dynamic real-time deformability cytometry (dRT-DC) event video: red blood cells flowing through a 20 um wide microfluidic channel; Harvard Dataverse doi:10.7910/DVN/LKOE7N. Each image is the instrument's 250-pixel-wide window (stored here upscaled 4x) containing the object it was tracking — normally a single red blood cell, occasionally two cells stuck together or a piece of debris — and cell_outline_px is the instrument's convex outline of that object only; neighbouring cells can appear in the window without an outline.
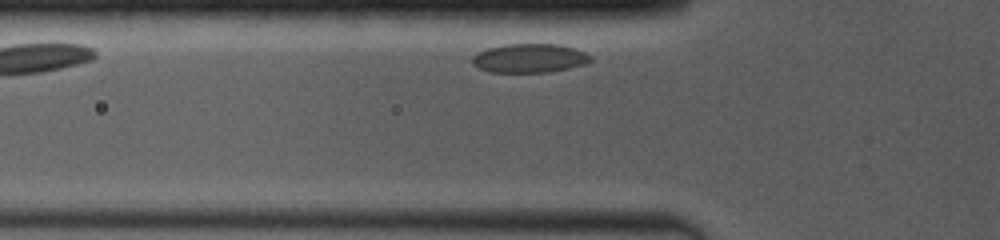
{"species": "common noctule bat (a hibernating species)", "species_latin": "Nyctalus noctula", "temperature_condition": "room temperature", "stored_images_in_passage": 4, "segment_of_instrument_passage": [2, 2], "camera_frame_rate_fps": 4000, "um_per_image_px": 0.085, "animal": {"sex": "female", "body_mass_g": 19.0, "forearm_length_mm": 53.3}, "frame": {"image": 1, "passage_image": 4, "time_ms": 1.75, "image_size_px": [1000, 240], "cell_outline_px": [[592, 60], [584, 64], [568, 68], [548, 72], [488, 72], [472, 64], [472, 56], [476, 52], [488, 48], [504, 44], [556, 44], [572, 48], [584, 52], [592, 56]], "centroid_in_image_um": [44.97, 4.94], "position_along_channel_um": 80.8, "area_um2": 19.88}}